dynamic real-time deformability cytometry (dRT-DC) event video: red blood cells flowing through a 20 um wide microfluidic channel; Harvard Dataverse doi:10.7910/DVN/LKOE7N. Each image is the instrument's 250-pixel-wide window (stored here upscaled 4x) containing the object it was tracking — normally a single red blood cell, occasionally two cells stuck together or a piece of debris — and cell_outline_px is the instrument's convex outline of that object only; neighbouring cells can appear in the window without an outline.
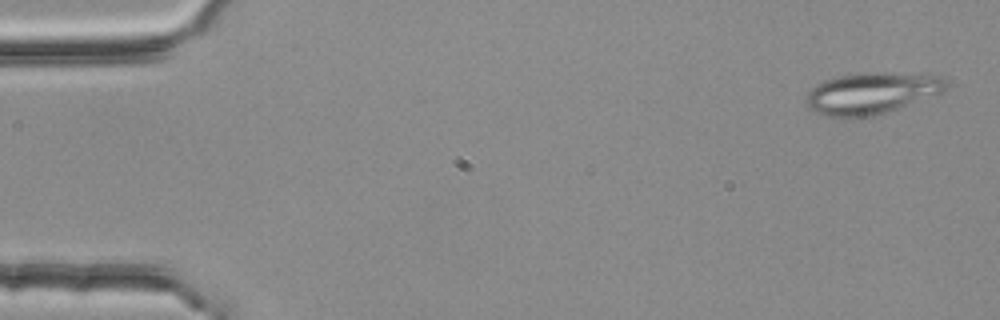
{"species": "common noctule bat (a hibernating species)", "species_latin": "Nyctalus noctula", "temperature_condition": "room temperature", "stored_images_in_passage": 3, "camera_frame_rate_fps": 3000, "um_per_image_px": 0.085, "animal": {"sex": "female", "body_mass_g": 25.1}, "frame": {"image": 1, "passage_image": 1, "time_ms": 0.0, "image_size_px": [1000, 320], "cell_outline_px": [[948, 88], [944, 92], [884, 112], [868, 116], [828, 116], [812, 112], [808, 108], [808, 92], [816, 84], [840, 76], [864, 72], [884, 72], [940, 76], [948, 84]], "centroid_in_image_um": [74.09, 7.9], "position_along_channel_um": 10.9, "area_um2": 33.12}}